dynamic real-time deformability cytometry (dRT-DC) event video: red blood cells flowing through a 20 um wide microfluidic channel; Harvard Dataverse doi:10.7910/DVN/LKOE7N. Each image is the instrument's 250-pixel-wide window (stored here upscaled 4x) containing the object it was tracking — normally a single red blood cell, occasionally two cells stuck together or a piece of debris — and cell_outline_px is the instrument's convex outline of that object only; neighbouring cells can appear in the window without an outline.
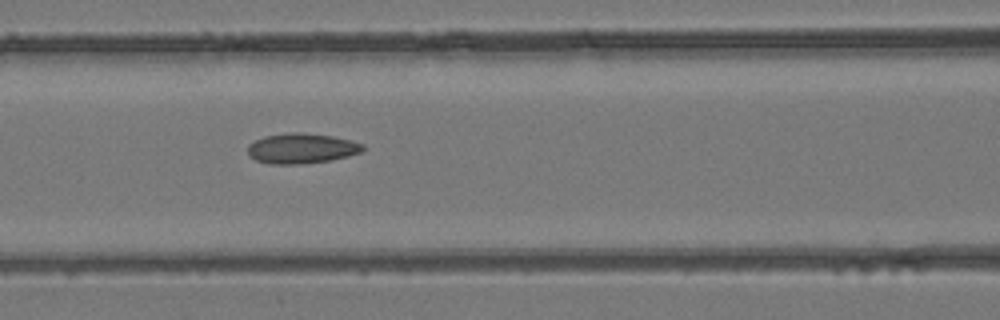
{"species": "common noctule bat (a hibernating species)", "species_latin": "Nyctalus noctula", "temperature_condition": "room temperature", "stored_images_in_passage": 5, "segment_of_instrument_passage": [1, 2], "camera_frame_rate_fps": 3000, "um_per_image_px": 0.085, "animal": {"sex": "female", "body_mass_g": 24.6, "forearm_length_mm": 56.2}, "frame": {"image": 1, "passage_image": 4, "time_ms": 1.0, "image_size_px": [1000, 320], "cell_outline_px": [[364, 148], [360, 152], [348, 156], [328, 160], [296, 164], [272, 164], [256, 160], [248, 156], [248, 144], [264, 136], [292, 132], [300, 132], [332, 136], [352, 140], [364, 144]], "centroid_in_image_um": [25.62, 12.6], "position_along_channel_um": 141.0, "area_um2": 20.11}}